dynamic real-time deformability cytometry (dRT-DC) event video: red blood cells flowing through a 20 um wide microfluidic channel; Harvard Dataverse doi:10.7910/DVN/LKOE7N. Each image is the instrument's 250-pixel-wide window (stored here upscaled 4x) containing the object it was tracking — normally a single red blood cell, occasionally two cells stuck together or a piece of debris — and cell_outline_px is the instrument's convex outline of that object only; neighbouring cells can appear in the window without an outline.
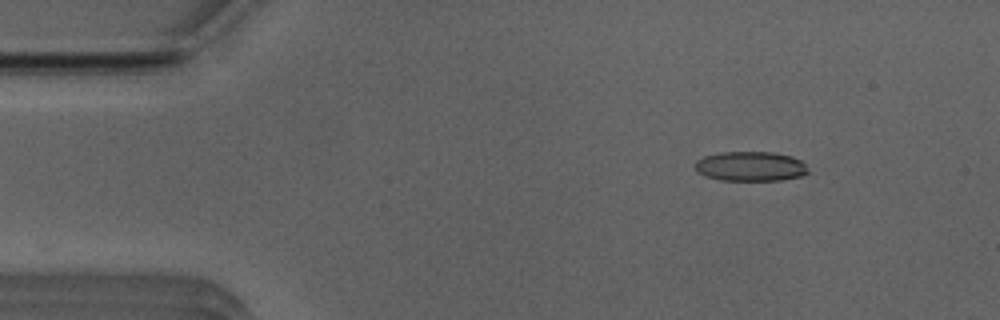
{"species": "Egyptian fruit bat (a non-hibernating species)", "species_latin": "Rousettus aegyptiacus", "temperature_condition": "room temperature", "stored_images_in_passage": 7, "camera_frame_rate_fps": 3000, "um_per_image_px": 0.085, "animal": {"sex": "male"}, "frame": {"image": 1, "passage_image": 1, "time_ms": 0.0, "image_size_px": [1000, 320], "cell_outline_px": [[808, 172], [800, 176], [780, 180], [720, 180], [704, 176], [696, 172], [692, 164], [696, 160], [704, 156], [720, 152], [772, 152], [792, 156], [800, 160], [804, 164]], "centroid_in_image_um": [63.71, 14.13], "position_along_channel_um": 21.3, "area_um2": 19.65}}